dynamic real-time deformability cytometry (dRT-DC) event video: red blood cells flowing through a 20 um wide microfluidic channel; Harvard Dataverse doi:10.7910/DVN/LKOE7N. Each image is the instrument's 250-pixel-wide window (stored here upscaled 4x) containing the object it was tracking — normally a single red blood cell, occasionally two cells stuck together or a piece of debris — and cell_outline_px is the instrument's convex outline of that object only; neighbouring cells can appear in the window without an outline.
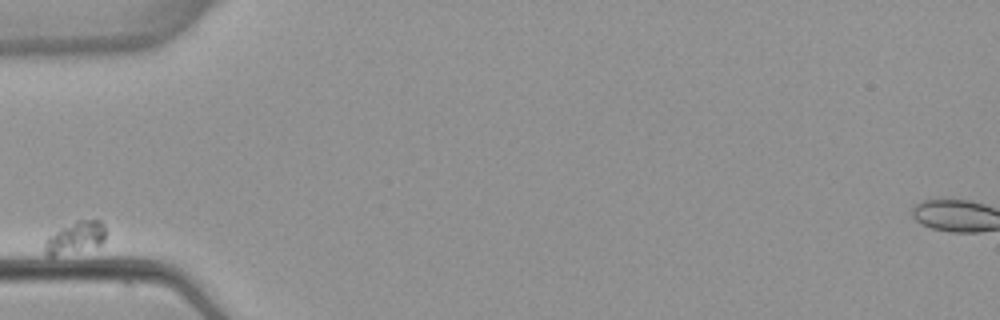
{"species": "common noctule bat (a hibernating species)", "species_latin": "Nyctalus noctula", "temperature_condition": "warm", "stored_images_in_passage": 4, "camera_frame_rate_fps": 3000, "um_per_image_px": 0.085, "animal": {"sex": "female", "body_mass_g": 22.7, "forearm_length_mm": 54.2}, "frame": {"image": 1, "passage_image": 1, "time_ms": 0.0, "image_size_px": [1000, 320], "cell_outline_px": [[104, 240], [100, 244], [52, 256], [48, 256], [44, 252], [44, 240], [48, 236], [60, 228], [76, 220], [100, 220], [104, 224]], "centroid_in_image_um": [6.35, 20.16], "position_along_channel_um": 78.6, "area_um2": 10.98}}
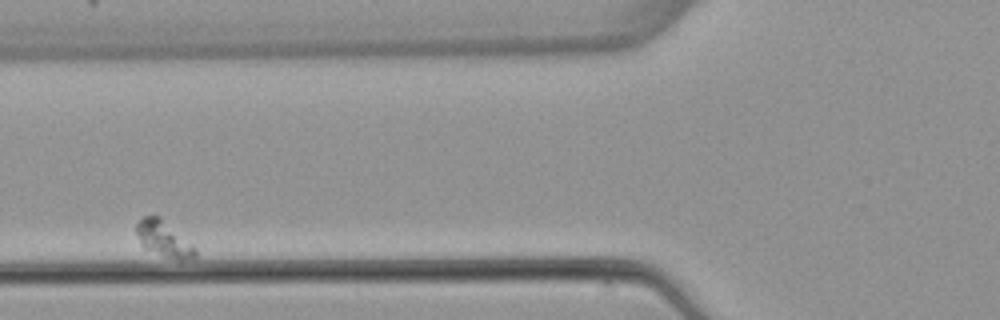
{"frame": {"image": 2, "passage_image": 2, "time_ms": 1.333, "image_size_px": [1000, 320], "cell_outline_px": [[196, 256], [180, 260], [164, 256], [144, 248], [136, 232], [136, 224], [144, 216], [160, 216], [192, 244], [196, 248]], "centroid_in_image_um": [13.91, 20.29], "position_along_channel_um": 111.9, "area_um2": 11.96}}
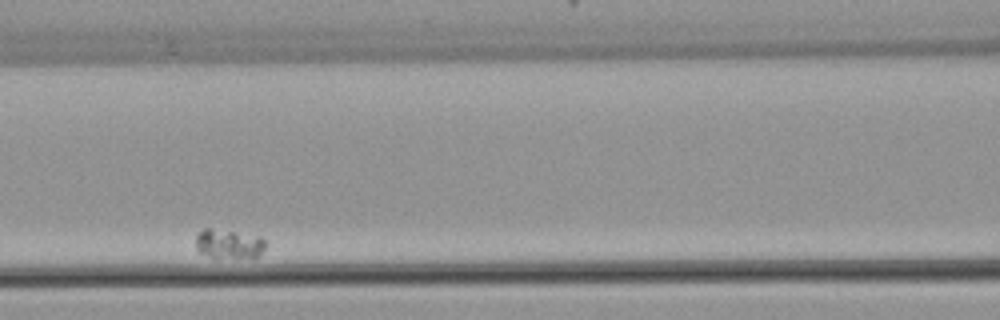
{"frame": {"image": 3, "passage_image": 3, "time_ms": 2.667, "image_size_px": [1000, 320], "cell_outline_px": [[264, 248], [256, 256], [212, 256], [200, 252], [196, 248], [196, 236], [204, 228], [212, 228], [260, 236], [264, 240]], "centroid_in_image_um": [19.41, 20.68], "position_along_channel_um": 147.2, "area_um2": 11.27}}